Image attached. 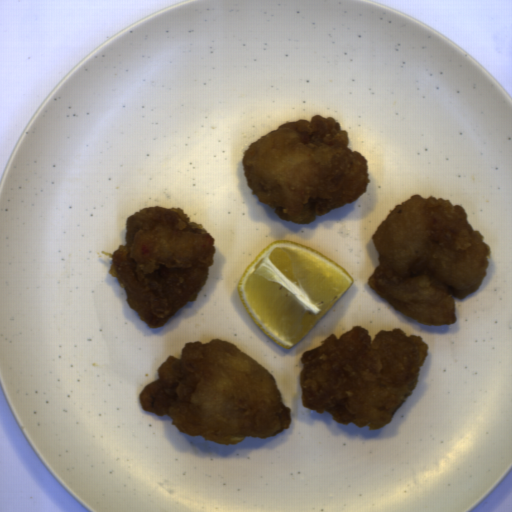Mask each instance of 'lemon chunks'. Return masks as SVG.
<instances>
[{"mask_svg":"<svg viewBox=\"0 0 512 512\" xmlns=\"http://www.w3.org/2000/svg\"><path fill=\"white\" fill-rule=\"evenodd\" d=\"M354 280L333 258L286 239L269 244L252 260L237 289L256 326L278 347L291 349Z\"/></svg>","mask_w":512,"mask_h":512,"instance_id":"lemon-chunks-1","label":"lemon chunks"}]
</instances>
